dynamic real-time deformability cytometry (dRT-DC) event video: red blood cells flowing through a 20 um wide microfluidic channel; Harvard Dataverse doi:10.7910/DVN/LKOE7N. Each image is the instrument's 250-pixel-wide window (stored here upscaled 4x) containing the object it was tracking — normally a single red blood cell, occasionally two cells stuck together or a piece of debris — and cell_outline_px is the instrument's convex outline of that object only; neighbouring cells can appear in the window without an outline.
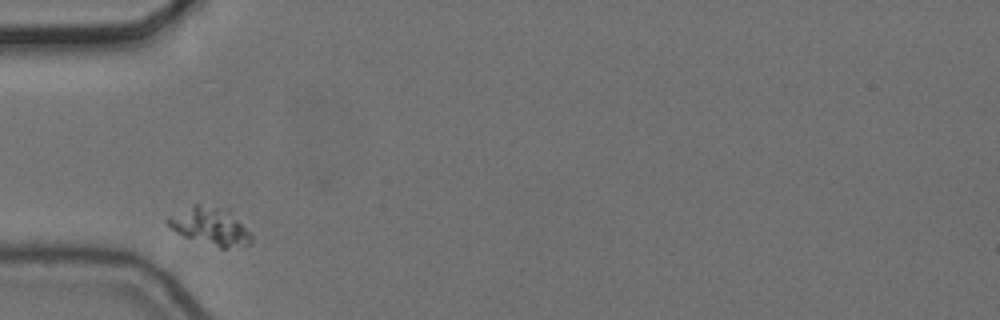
{"species": "common noctule bat (a hibernating species)", "species_latin": "Nyctalus noctula", "temperature_condition": "cold", "stored_images_in_passage": 5, "camera_frame_rate_fps": 3000, "um_per_image_px": 0.085, "animal": {"sex": "female", "body_mass_g": 24.6, "forearm_length_mm": 56.2}, "frame": {"image": 1, "passage_image": 1, "time_ms": 0.0, "image_size_px": [1000, 320], "cell_outline_px": [[252, 244], [228, 248], [220, 248], [184, 236], [176, 232], [168, 224], [168, 220], [196, 204], [232, 208], [252, 236]], "centroid_in_image_um": [18.02, 19.24], "position_along_channel_um": 67.0, "area_um2": 18.09}}
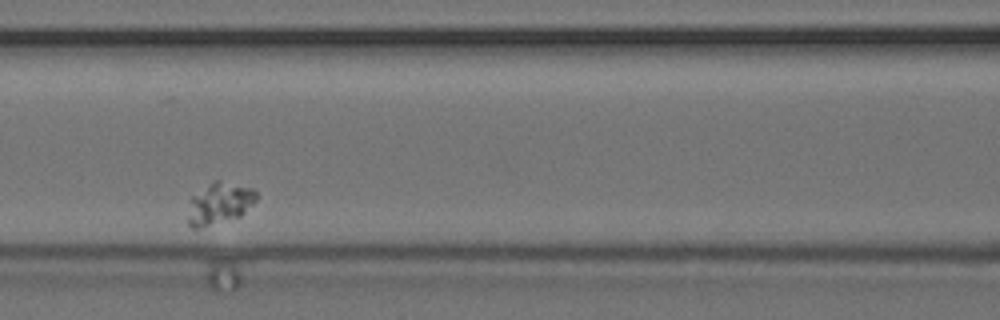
{"frame": {"image": 2, "passage_image": 3, "time_ms": 0.667, "image_size_px": [1000, 320], "cell_outline_px": [[256, 200], [240, 216], [200, 228], [192, 228], [188, 224], [188, 216], [192, 196], [216, 180], [220, 180], [252, 188], [256, 192]], "centroid_in_image_um": [18.65, 17.3], "position_along_channel_um": 147.9, "area_um2": 16.13}}
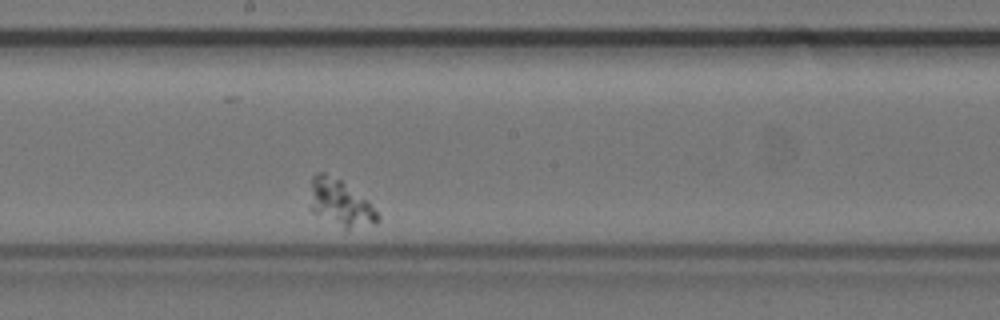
{"frame": {"image": 3, "passage_image": 5, "time_ms": 1.333, "image_size_px": [1000, 320], "cell_outline_px": [[380, 220], [376, 224], [348, 228], [344, 228], [308, 208], [312, 176], [316, 172], [324, 172], [340, 180], [368, 200], [380, 216]], "centroid_in_image_um": [28.92, 17.23], "position_along_channel_um": 219.3, "area_um2": 18.09}}